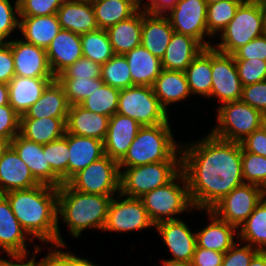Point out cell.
I'll return each instance as SVG.
<instances>
[{
  "mask_svg": "<svg viewBox=\"0 0 266 266\" xmlns=\"http://www.w3.org/2000/svg\"><path fill=\"white\" fill-rule=\"evenodd\" d=\"M37 246L21 227L7 197L0 194V257L30 256Z\"/></svg>",
  "mask_w": 266,
  "mask_h": 266,
  "instance_id": "cell-15",
  "label": "cell"
},
{
  "mask_svg": "<svg viewBox=\"0 0 266 266\" xmlns=\"http://www.w3.org/2000/svg\"><path fill=\"white\" fill-rule=\"evenodd\" d=\"M18 0H0V43H8L19 35Z\"/></svg>",
  "mask_w": 266,
  "mask_h": 266,
  "instance_id": "cell-44",
  "label": "cell"
},
{
  "mask_svg": "<svg viewBox=\"0 0 266 266\" xmlns=\"http://www.w3.org/2000/svg\"><path fill=\"white\" fill-rule=\"evenodd\" d=\"M215 122L209 132L220 139L241 143L262 127L263 113L239 101L227 102L213 108Z\"/></svg>",
  "mask_w": 266,
  "mask_h": 266,
  "instance_id": "cell-8",
  "label": "cell"
},
{
  "mask_svg": "<svg viewBox=\"0 0 266 266\" xmlns=\"http://www.w3.org/2000/svg\"><path fill=\"white\" fill-rule=\"evenodd\" d=\"M248 266H266V251H258Z\"/></svg>",
  "mask_w": 266,
  "mask_h": 266,
  "instance_id": "cell-60",
  "label": "cell"
},
{
  "mask_svg": "<svg viewBox=\"0 0 266 266\" xmlns=\"http://www.w3.org/2000/svg\"><path fill=\"white\" fill-rule=\"evenodd\" d=\"M64 138L68 141L69 146L68 180L105 155L104 141L67 132Z\"/></svg>",
  "mask_w": 266,
  "mask_h": 266,
  "instance_id": "cell-29",
  "label": "cell"
},
{
  "mask_svg": "<svg viewBox=\"0 0 266 266\" xmlns=\"http://www.w3.org/2000/svg\"><path fill=\"white\" fill-rule=\"evenodd\" d=\"M113 196L79 192L67 183L58 187L57 244H69L62 236L61 223L73 239L80 238L86 231L102 232Z\"/></svg>",
  "mask_w": 266,
  "mask_h": 266,
  "instance_id": "cell-3",
  "label": "cell"
},
{
  "mask_svg": "<svg viewBox=\"0 0 266 266\" xmlns=\"http://www.w3.org/2000/svg\"><path fill=\"white\" fill-rule=\"evenodd\" d=\"M264 33V2L244 0L233 19L214 39L212 47L232 55L238 48Z\"/></svg>",
  "mask_w": 266,
  "mask_h": 266,
  "instance_id": "cell-6",
  "label": "cell"
},
{
  "mask_svg": "<svg viewBox=\"0 0 266 266\" xmlns=\"http://www.w3.org/2000/svg\"><path fill=\"white\" fill-rule=\"evenodd\" d=\"M212 90L205 100L221 104L241 100L243 85L235 65L234 56L221 53L211 47ZM208 100V101H207ZM219 103V104H218Z\"/></svg>",
  "mask_w": 266,
  "mask_h": 266,
  "instance_id": "cell-13",
  "label": "cell"
},
{
  "mask_svg": "<svg viewBox=\"0 0 266 266\" xmlns=\"http://www.w3.org/2000/svg\"><path fill=\"white\" fill-rule=\"evenodd\" d=\"M178 0H139V8L152 14H167Z\"/></svg>",
  "mask_w": 266,
  "mask_h": 266,
  "instance_id": "cell-57",
  "label": "cell"
},
{
  "mask_svg": "<svg viewBox=\"0 0 266 266\" xmlns=\"http://www.w3.org/2000/svg\"><path fill=\"white\" fill-rule=\"evenodd\" d=\"M204 48L195 38L174 32L161 58L162 68L169 71L184 72Z\"/></svg>",
  "mask_w": 266,
  "mask_h": 266,
  "instance_id": "cell-30",
  "label": "cell"
},
{
  "mask_svg": "<svg viewBox=\"0 0 266 266\" xmlns=\"http://www.w3.org/2000/svg\"><path fill=\"white\" fill-rule=\"evenodd\" d=\"M139 7V0H132Z\"/></svg>",
  "mask_w": 266,
  "mask_h": 266,
  "instance_id": "cell-67",
  "label": "cell"
},
{
  "mask_svg": "<svg viewBox=\"0 0 266 266\" xmlns=\"http://www.w3.org/2000/svg\"><path fill=\"white\" fill-rule=\"evenodd\" d=\"M109 119L110 117L89 111L79 104L71 105L67 115L66 132L104 141Z\"/></svg>",
  "mask_w": 266,
  "mask_h": 266,
  "instance_id": "cell-26",
  "label": "cell"
},
{
  "mask_svg": "<svg viewBox=\"0 0 266 266\" xmlns=\"http://www.w3.org/2000/svg\"><path fill=\"white\" fill-rule=\"evenodd\" d=\"M66 183L79 192L116 195L120 193L119 163L105 154L77 172Z\"/></svg>",
  "mask_w": 266,
  "mask_h": 266,
  "instance_id": "cell-11",
  "label": "cell"
},
{
  "mask_svg": "<svg viewBox=\"0 0 266 266\" xmlns=\"http://www.w3.org/2000/svg\"><path fill=\"white\" fill-rule=\"evenodd\" d=\"M56 77L29 78L14 76L8 85L9 105L18 113L24 115L28 109L41 97L47 85Z\"/></svg>",
  "mask_w": 266,
  "mask_h": 266,
  "instance_id": "cell-25",
  "label": "cell"
},
{
  "mask_svg": "<svg viewBox=\"0 0 266 266\" xmlns=\"http://www.w3.org/2000/svg\"><path fill=\"white\" fill-rule=\"evenodd\" d=\"M67 118L20 119L19 134L35 143L47 144L64 137Z\"/></svg>",
  "mask_w": 266,
  "mask_h": 266,
  "instance_id": "cell-35",
  "label": "cell"
},
{
  "mask_svg": "<svg viewBox=\"0 0 266 266\" xmlns=\"http://www.w3.org/2000/svg\"><path fill=\"white\" fill-rule=\"evenodd\" d=\"M242 173L244 183L258 185L266 191V157L242 148Z\"/></svg>",
  "mask_w": 266,
  "mask_h": 266,
  "instance_id": "cell-45",
  "label": "cell"
},
{
  "mask_svg": "<svg viewBox=\"0 0 266 266\" xmlns=\"http://www.w3.org/2000/svg\"><path fill=\"white\" fill-rule=\"evenodd\" d=\"M225 253L196 247L191 266H221Z\"/></svg>",
  "mask_w": 266,
  "mask_h": 266,
  "instance_id": "cell-55",
  "label": "cell"
},
{
  "mask_svg": "<svg viewBox=\"0 0 266 266\" xmlns=\"http://www.w3.org/2000/svg\"><path fill=\"white\" fill-rule=\"evenodd\" d=\"M120 193L140 198L149 191L169 183L181 171V150L168 161L119 168Z\"/></svg>",
  "mask_w": 266,
  "mask_h": 266,
  "instance_id": "cell-7",
  "label": "cell"
},
{
  "mask_svg": "<svg viewBox=\"0 0 266 266\" xmlns=\"http://www.w3.org/2000/svg\"><path fill=\"white\" fill-rule=\"evenodd\" d=\"M199 137L182 141L181 170L195 210H210L234 188L244 184L242 146L239 142L217 138L209 131Z\"/></svg>",
  "mask_w": 266,
  "mask_h": 266,
  "instance_id": "cell-1",
  "label": "cell"
},
{
  "mask_svg": "<svg viewBox=\"0 0 266 266\" xmlns=\"http://www.w3.org/2000/svg\"><path fill=\"white\" fill-rule=\"evenodd\" d=\"M265 195L266 191L262 187L244 183L225 195L210 210L219 219L238 228Z\"/></svg>",
  "mask_w": 266,
  "mask_h": 266,
  "instance_id": "cell-14",
  "label": "cell"
},
{
  "mask_svg": "<svg viewBox=\"0 0 266 266\" xmlns=\"http://www.w3.org/2000/svg\"><path fill=\"white\" fill-rule=\"evenodd\" d=\"M65 0H18L20 16H46L57 13Z\"/></svg>",
  "mask_w": 266,
  "mask_h": 266,
  "instance_id": "cell-49",
  "label": "cell"
},
{
  "mask_svg": "<svg viewBox=\"0 0 266 266\" xmlns=\"http://www.w3.org/2000/svg\"><path fill=\"white\" fill-rule=\"evenodd\" d=\"M172 119L159 125L141 126L119 168L168 161L181 147L171 127Z\"/></svg>",
  "mask_w": 266,
  "mask_h": 266,
  "instance_id": "cell-4",
  "label": "cell"
},
{
  "mask_svg": "<svg viewBox=\"0 0 266 266\" xmlns=\"http://www.w3.org/2000/svg\"><path fill=\"white\" fill-rule=\"evenodd\" d=\"M186 220V221H184ZM187 218L163 221L155 225V232L161 242L167 248L169 257L167 260L182 261L191 263L196 249V234Z\"/></svg>",
  "mask_w": 266,
  "mask_h": 266,
  "instance_id": "cell-16",
  "label": "cell"
},
{
  "mask_svg": "<svg viewBox=\"0 0 266 266\" xmlns=\"http://www.w3.org/2000/svg\"><path fill=\"white\" fill-rule=\"evenodd\" d=\"M10 146L27 164L31 174L40 184L57 188L63 184L61 179L52 171L42 144L35 143L17 134L11 140Z\"/></svg>",
  "mask_w": 266,
  "mask_h": 266,
  "instance_id": "cell-19",
  "label": "cell"
},
{
  "mask_svg": "<svg viewBox=\"0 0 266 266\" xmlns=\"http://www.w3.org/2000/svg\"><path fill=\"white\" fill-rule=\"evenodd\" d=\"M264 13H265V32H266V3L264 2Z\"/></svg>",
  "mask_w": 266,
  "mask_h": 266,
  "instance_id": "cell-66",
  "label": "cell"
},
{
  "mask_svg": "<svg viewBox=\"0 0 266 266\" xmlns=\"http://www.w3.org/2000/svg\"><path fill=\"white\" fill-rule=\"evenodd\" d=\"M4 195L21 227L35 243L57 244V187L39 184Z\"/></svg>",
  "mask_w": 266,
  "mask_h": 266,
  "instance_id": "cell-2",
  "label": "cell"
},
{
  "mask_svg": "<svg viewBox=\"0 0 266 266\" xmlns=\"http://www.w3.org/2000/svg\"><path fill=\"white\" fill-rule=\"evenodd\" d=\"M62 85L69 105L80 104L104 84L101 78H56Z\"/></svg>",
  "mask_w": 266,
  "mask_h": 266,
  "instance_id": "cell-42",
  "label": "cell"
},
{
  "mask_svg": "<svg viewBox=\"0 0 266 266\" xmlns=\"http://www.w3.org/2000/svg\"><path fill=\"white\" fill-rule=\"evenodd\" d=\"M100 264L101 263L96 264V262L94 263L93 261L89 260L87 255L86 257H83V255H80V253L77 254L76 251L72 252L71 250V266H99Z\"/></svg>",
  "mask_w": 266,
  "mask_h": 266,
  "instance_id": "cell-59",
  "label": "cell"
},
{
  "mask_svg": "<svg viewBox=\"0 0 266 266\" xmlns=\"http://www.w3.org/2000/svg\"><path fill=\"white\" fill-rule=\"evenodd\" d=\"M101 69V64L82 57L64 69L56 78H101Z\"/></svg>",
  "mask_w": 266,
  "mask_h": 266,
  "instance_id": "cell-48",
  "label": "cell"
},
{
  "mask_svg": "<svg viewBox=\"0 0 266 266\" xmlns=\"http://www.w3.org/2000/svg\"><path fill=\"white\" fill-rule=\"evenodd\" d=\"M61 26L56 14L46 16H20L19 36L24 41L47 49Z\"/></svg>",
  "mask_w": 266,
  "mask_h": 266,
  "instance_id": "cell-31",
  "label": "cell"
},
{
  "mask_svg": "<svg viewBox=\"0 0 266 266\" xmlns=\"http://www.w3.org/2000/svg\"><path fill=\"white\" fill-rule=\"evenodd\" d=\"M101 79L104 84L120 90L134 86L129 65L124 55H114L102 64Z\"/></svg>",
  "mask_w": 266,
  "mask_h": 266,
  "instance_id": "cell-41",
  "label": "cell"
},
{
  "mask_svg": "<svg viewBox=\"0 0 266 266\" xmlns=\"http://www.w3.org/2000/svg\"><path fill=\"white\" fill-rule=\"evenodd\" d=\"M56 15L61 29L78 35L99 29L91 0H65Z\"/></svg>",
  "mask_w": 266,
  "mask_h": 266,
  "instance_id": "cell-24",
  "label": "cell"
},
{
  "mask_svg": "<svg viewBox=\"0 0 266 266\" xmlns=\"http://www.w3.org/2000/svg\"><path fill=\"white\" fill-rule=\"evenodd\" d=\"M198 212L206 215V226L195 229L196 247L226 253L238 241V228L219 219L211 210Z\"/></svg>",
  "mask_w": 266,
  "mask_h": 266,
  "instance_id": "cell-18",
  "label": "cell"
},
{
  "mask_svg": "<svg viewBox=\"0 0 266 266\" xmlns=\"http://www.w3.org/2000/svg\"><path fill=\"white\" fill-rule=\"evenodd\" d=\"M206 11L205 0H178L165 15L175 33L189 35L209 48L212 47L214 38L207 31Z\"/></svg>",
  "mask_w": 266,
  "mask_h": 266,
  "instance_id": "cell-12",
  "label": "cell"
},
{
  "mask_svg": "<svg viewBox=\"0 0 266 266\" xmlns=\"http://www.w3.org/2000/svg\"><path fill=\"white\" fill-rule=\"evenodd\" d=\"M249 1H263L264 2L265 0H249Z\"/></svg>",
  "mask_w": 266,
  "mask_h": 266,
  "instance_id": "cell-68",
  "label": "cell"
},
{
  "mask_svg": "<svg viewBox=\"0 0 266 266\" xmlns=\"http://www.w3.org/2000/svg\"><path fill=\"white\" fill-rule=\"evenodd\" d=\"M241 101L266 113V80L243 86Z\"/></svg>",
  "mask_w": 266,
  "mask_h": 266,
  "instance_id": "cell-51",
  "label": "cell"
},
{
  "mask_svg": "<svg viewBox=\"0 0 266 266\" xmlns=\"http://www.w3.org/2000/svg\"><path fill=\"white\" fill-rule=\"evenodd\" d=\"M193 98L206 100L212 90L211 47L204 48L184 71Z\"/></svg>",
  "mask_w": 266,
  "mask_h": 266,
  "instance_id": "cell-34",
  "label": "cell"
},
{
  "mask_svg": "<svg viewBox=\"0 0 266 266\" xmlns=\"http://www.w3.org/2000/svg\"><path fill=\"white\" fill-rule=\"evenodd\" d=\"M160 259L161 263H159V265L161 264V266H191V264L188 262L167 260L166 257Z\"/></svg>",
  "mask_w": 266,
  "mask_h": 266,
  "instance_id": "cell-62",
  "label": "cell"
},
{
  "mask_svg": "<svg viewBox=\"0 0 266 266\" xmlns=\"http://www.w3.org/2000/svg\"><path fill=\"white\" fill-rule=\"evenodd\" d=\"M206 1V4H212V3H217L219 1H223V0H205Z\"/></svg>",
  "mask_w": 266,
  "mask_h": 266,
  "instance_id": "cell-65",
  "label": "cell"
},
{
  "mask_svg": "<svg viewBox=\"0 0 266 266\" xmlns=\"http://www.w3.org/2000/svg\"><path fill=\"white\" fill-rule=\"evenodd\" d=\"M9 104L8 85L0 83V106Z\"/></svg>",
  "mask_w": 266,
  "mask_h": 266,
  "instance_id": "cell-61",
  "label": "cell"
},
{
  "mask_svg": "<svg viewBox=\"0 0 266 266\" xmlns=\"http://www.w3.org/2000/svg\"><path fill=\"white\" fill-rule=\"evenodd\" d=\"M99 29L107 30L129 19L140 8L132 0H91Z\"/></svg>",
  "mask_w": 266,
  "mask_h": 266,
  "instance_id": "cell-36",
  "label": "cell"
},
{
  "mask_svg": "<svg viewBox=\"0 0 266 266\" xmlns=\"http://www.w3.org/2000/svg\"><path fill=\"white\" fill-rule=\"evenodd\" d=\"M152 88L161 106L169 115H172V117V109H175L176 111L177 108L175 107H178L179 109L178 104L185 105V102L187 104V100L190 102V98H193L185 73L182 71H169L163 69L155 80ZM176 104L177 106H175Z\"/></svg>",
  "mask_w": 266,
  "mask_h": 266,
  "instance_id": "cell-20",
  "label": "cell"
},
{
  "mask_svg": "<svg viewBox=\"0 0 266 266\" xmlns=\"http://www.w3.org/2000/svg\"><path fill=\"white\" fill-rule=\"evenodd\" d=\"M119 93L120 89L103 84L100 89H96L79 105L89 111L111 117L117 113Z\"/></svg>",
  "mask_w": 266,
  "mask_h": 266,
  "instance_id": "cell-40",
  "label": "cell"
},
{
  "mask_svg": "<svg viewBox=\"0 0 266 266\" xmlns=\"http://www.w3.org/2000/svg\"><path fill=\"white\" fill-rule=\"evenodd\" d=\"M262 128L266 131V113L263 115Z\"/></svg>",
  "mask_w": 266,
  "mask_h": 266,
  "instance_id": "cell-64",
  "label": "cell"
},
{
  "mask_svg": "<svg viewBox=\"0 0 266 266\" xmlns=\"http://www.w3.org/2000/svg\"><path fill=\"white\" fill-rule=\"evenodd\" d=\"M14 59L15 76L39 78L55 77L51 71L46 49L16 36L8 42Z\"/></svg>",
  "mask_w": 266,
  "mask_h": 266,
  "instance_id": "cell-17",
  "label": "cell"
},
{
  "mask_svg": "<svg viewBox=\"0 0 266 266\" xmlns=\"http://www.w3.org/2000/svg\"><path fill=\"white\" fill-rule=\"evenodd\" d=\"M151 228L154 231L155 224L150 219L140 198L127 197L121 193L112 197L102 233L126 235L130 232H144Z\"/></svg>",
  "mask_w": 266,
  "mask_h": 266,
  "instance_id": "cell-10",
  "label": "cell"
},
{
  "mask_svg": "<svg viewBox=\"0 0 266 266\" xmlns=\"http://www.w3.org/2000/svg\"><path fill=\"white\" fill-rule=\"evenodd\" d=\"M175 31L166 15L148 13L143 9L141 45L161 59Z\"/></svg>",
  "mask_w": 266,
  "mask_h": 266,
  "instance_id": "cell-27",
  "label": "cell"
},
{
  "mask_svg": "<svg viewBox=\"0 0 266 266\" xmlns=\"http://www.w3.org/2000/svg\"><path fill=\"white\" fill-rule=\"evenodd\" d=\"M238 241L266 251V195L238 227Z\"/></svg>",
  "mask_w": 266,
  "mask_h": 266,
  "instance_id": "cell-37",
  "label": "cell"
},
{
  "mask_svg": "<svg viewBox=\"0 0 266 266\" xmlns=\"http://www.w3.org/2000/svg\"><path fill=\"white\" fill-rule=\"evenodd\" d=\"M0 266H42L34 255L0 257Z\"/></svg>",
  "mask_w": 266,
  "mask_h": 266,
  "instance_id": "cell-58",
  "label": "cell"
},
{
  "mask_svg": "<svg viewBox=\"0 0 266 266\" xmlns=\"http://www.w3.org/2000/svg\"><path fill=\"white\" fill-rule=\"evenodd\" d=\"M43 151H46V158L52 171L63 183H66L68 181V141L62 137L56 141L44 144Z\"/></svg>",
  "mask_w": 266,
  "mask_h": 266,
  "instance_id": "cell-43",
  "label": "cell"
},
{
  "mask_svg": "<svg viewBox=\"0 0 266 266\" xmlns=\"http://www.w3.org/2000/svg\"><path fill=\"white\" fill-rule=\"evenodd\" d=\"M39 184L27 164L9 146L0 158V194L13 190L31 189Z\"/></svg>",
  "mask_w": 266,
  "mask_h": 266,
  "instance_id": "cell-22",
  "label": "cell"
},
{
  "mask_svg": "<svg viewBox=\"0 0 266 266\" xmlns=\"http://www.w3.org/2000/svg\"><path fill=\"white\" fill-rule=\"evenodd\" d=\"M20 116L8 104L0 106V136L6 137L10 142L19 134Z\"/></svg>",
  "mask_w": 266,
  "mask_h": 266,
  "instance_id": "cell-52",
  "label": "cell"
},
{
  "mask_svg": "<svg viewBox=\"0 0 266 266\" xmlns=\"http://www.w3.org/2000/svg\"><path fill=\"white\" fill-rule=\"evenodd\" d=\"M241 146L246 152L266 157V131L260 127L248 135Z\"/></svg>",
  "mask_w": 266,
  "mask_h": 266,
  "instance_id": "cell-56",
  "label": "cell"
},
{
  "mask_svg": "<svg viewBox=\"0 0 266 266\" xmlns=\"http://www.w3.org/2000/svg\"><path fill=\"white\" fill-rule=\"evenodd\" d=\"M244 0H223L207 5V31L215 39L229 24Z\"/></svg>",
  "mask_w": 266,
  "mask_h": 266,
  "instance_id": "cell-39",
  "label": "cell"
},
{
  "mask_svg": "<svg viewBox=\"0 0 266 266\" xmlns=\"http://www.w3.org/2000/svg\"><path fill=\"white\" fill-rule=\"evenodd\" d=\"M235 65L243 86L266 80V61L257 58L235 60Z\"/></svg>",
  "mask_w": 266,
  "mask_h": 266,
  "instance_id": "cell-47",
  "label": "cell"
},
{
  "mask_svg": "<svg viewBox=\"0 0 266 266\" xmlns=\"http://www.w3.org/2000/svg\"><path fill=\"white\" fill-rule=\"evenodd\" d=\"M140 199L155 225L184 218V214L193 211L198 213L192 204L187 179L182 170L169 183L149 191Z\"/></svg>",
  "mask_w": 266,
  "mask_h": 266,
  "instance_id": "cell-5",
  "label": "cell"
},
{
  "mask_svg": "<svg viewBox=\"0 0 266 266\" xmlns=\"http://www.w3.org/2000/svg\"><path fill=\"white\" fill-rule=\"evenodd\" d=\"M259 250L237 241L224 255L221 266H248Z\"/></svg>",
  "mask_w": 266,
  "mask_h": 266,
  "instance_id": "cell-50",
  "label": "cell"
},
{
  "mask_svg": "<svg viewBox=\"0 0 266 266\" xmlns=\"http://www.w3.org/2000/svg\"><path fill=\"white\" fill-rule=\"evenodd\" d=\"M80 37L84 58L102 65L115 55L106 30L98 29Z\"/></svg>",
  "mask_w": 266,
  "mask_h": 266,
  "instance_id": "cell-38",
  "label": "cell"
},
{
  "mask_svg": "<svg viewBox=\"0 0 266 266\" xmlns=\"http://www.w3.org/2000/svg\"><path fill=\"white\" fill-rule=\"evenodd\" d=\"M117 113L134 119L141 126L159 125L174 118L161 106L151 86L121 89Z\"/></svg>",
  "mask_w": 266,
  "mask_h": 266,
  "instance_id": "cell-9",
  "label": "cell"
},
{
  "mask_svg": "<svg viewBox=\"0 0 266 266\" xmlns=\"http://www.w3.org/2000/svg\"><path fill=\"white\" fill-rule=\"evenodd\" d=\"M48 62L54 76L83 57L81 37L74 32L61 29L46 49Z\"/></svg>",
  "mask_w": 266,
  "mask_h": 266,
  "instance_id": "cell-23",
  "label": "cell"
},
{
  "mask_svg": "<svg viewBox=\"0 0 266 266\" xmlns=\"http://www.w3.org/2000/svg\"><path fill=\"white\" fill-rule=\"evenodd\" d=\"M10 141L3 136H0V158L4 154V152L9 148Z\"/></svg>",
  "mask_w": 266,
  "mask_h": 266,
  "instance_id": "cell-63",
  "label": "cell"
},
{
  "mask_svg": "<svg viewBox=\"0 0 266 266\" xmlns=\"http://www.w3.org/2000/svg\"><path fill=\"white\" fill-rule=\"evenodd\" d=\"M142 24L143 9H139L129 19L106 30L115 55H124L141 45Z\"/></svg>",
  "mask_w": 266,
  "mask_h": 266,
  "instance_id": "cell-33",
  "label": "cell"
},
{
  "mask_svg": "<svg viewBox=\"0 0 266 266\" xmlns=\"http://www.w3.org/2000/svg\"><path fill=\"white\" fill-rule=\"evenodd\" d=\"M71 246L68 244L38 245L34 256L40 261L42 266H71ZM70 248V250H66ZM47 250L42 257L41 251ZM41 256V259L39 257Z\"/></svg>",
  "mask_w": 266,
  "mask_h": 266,
  "instance_id": "cell-46",
  "label": "cell"
},
{
  "mask_svg": "<svg viewBox=\"0 0 266 266\" xmlns=\"http://www.w3.org/2000/svg\"><path fill=\"white\" fill-rule=\"evenodd\" d=\"M124 56L129 65L132 84L152 87L163 70L161 59L151 54L142 45L127 52Z\"/></svg>",
  "mask_w": 266,
  "mask_h": 266,
  "instance_id": "cell-32",
  "label": "cell"
},
{
  "mask_svg": "<svg viewBox=\"0 0 266 266\" xmlns=\"http://www.w3.org/2000/svg\"><path fill=\"white\" fill-rule=\"evenodd\" d=\"M69 107L62 85L54 79L20 119L67 118Z\"/></svg>",
  "mask_w": 266,
  "mask_h": 266,
  "instance_id": "cell-28",
  "label": "cell"
},
{
  "mask_svg": "<svg viewBox=\"0 0 266 266\" xmlns=\"http://www.w3.org/2000/svg\"><path fill=\"white\" fill-rule=\"evenodd\" d=\"M141 125L134 119L115 113L109 119L108 131L104 140V152L118 163L126 155Z\"/></svg>",
  "mask_w": 266,
  "mask_h": 266,
  "instance_id": "cell-21",
  "label": "cell"
},
{
  "mask_svg": "<svg viewBox=\"0 0 266 266\" xmlns=\"http://www.w3.org/2000/svg\"><path fill=\"white\" fill-rule=\"evenodd\" d=\"M232 55L234 60L257 58L266 61V32L238 48Z\"/></svg>",
  "mask_w": 266,
  "mask_h": 266,
  "instance_id": "cell-53",
  "label": "cell"
},
{
  "mask_svg": "<svg viewBox=\"0 0 266 266\" xmlns=\"http://www.w3.org/2000/svg\"><path fill=\"white\" fill-rule=\"evenodd\" d=\"M15 76L11 45L0 43V83L8 84Z\"/></svg>",
  "mask_w": 266,
  "mask_h": 266,
  "instance_id": "cell-54",
  "label": "cell"
}]
</instances>
